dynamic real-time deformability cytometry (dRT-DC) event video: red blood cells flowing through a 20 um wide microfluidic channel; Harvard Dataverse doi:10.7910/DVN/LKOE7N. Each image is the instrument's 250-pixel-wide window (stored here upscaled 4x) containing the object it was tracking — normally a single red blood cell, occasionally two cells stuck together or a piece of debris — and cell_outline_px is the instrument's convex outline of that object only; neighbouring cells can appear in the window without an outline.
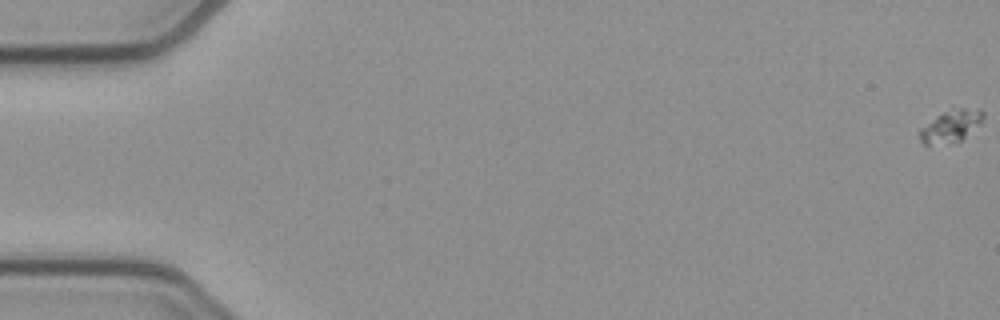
{"species": "common noctule bat (a hibernating species)", "species_latin": "Nyctalus noctula", "temperature_condition": "cold", "stored_images_in_passage": 54, "camera_frame_rate_fps": 3000, "um_per_image_px": 0.085, "animal": {"sex": "female", "body_mass_g": 21.9}, "frame": {"image": 1, "passage_image": 1, "time_ms": 0.0, "image_size_px": [1000, 320], "cell_outline_px": [[984, 116], [980, 124], [960, 140], [928, 144], [924, 144], [920, 140], [920, 128], [936, 116], [944, 112], [960, 108], [964, 108], [984, 112]], "centroid_in_image_um": [80.81, 10.7], "position_along_channel_um": 4.2, "area_um2": 11.21}}
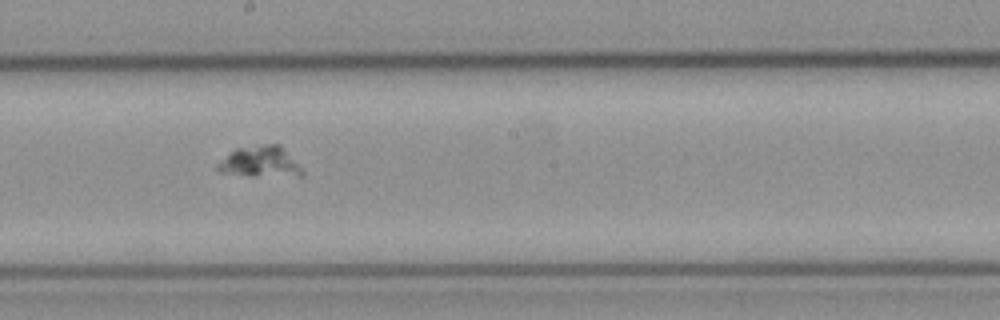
{"frame": {"image": 2, "passage_image": 31, "time_ms": 10.0, "image_size_px": [1000, 320], "cell_outline_px": [[304, 176], [252, 176], [220, 172], [216, 168], [216, 164], [236, 148], [264, 144], [280, 144], [304, 172]], "centroid_in_image_um": [22.11, 13.76], "position_along_channel_um": 226.1, "area_um2": 15.14}}
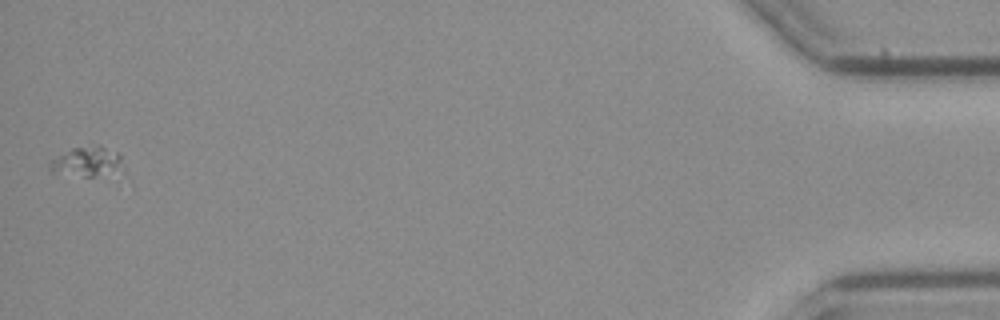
{"frame": {"image": 3, "passage_image": 54, "time_ms": 17.667, "image_size_px": [1000, 320], "cell_outline_px": [[120, 160], [116, 164], [92, 176], [84, 176], [52, 172], [48, 168], [48, 164], [52, 160], [72, 148], [104, 148], [116, 152], [120, 156]], "centroid_in_image_um": [7.16, 13.73], "position_along_channel_um": 428.0, "area_um2": 10.87}}